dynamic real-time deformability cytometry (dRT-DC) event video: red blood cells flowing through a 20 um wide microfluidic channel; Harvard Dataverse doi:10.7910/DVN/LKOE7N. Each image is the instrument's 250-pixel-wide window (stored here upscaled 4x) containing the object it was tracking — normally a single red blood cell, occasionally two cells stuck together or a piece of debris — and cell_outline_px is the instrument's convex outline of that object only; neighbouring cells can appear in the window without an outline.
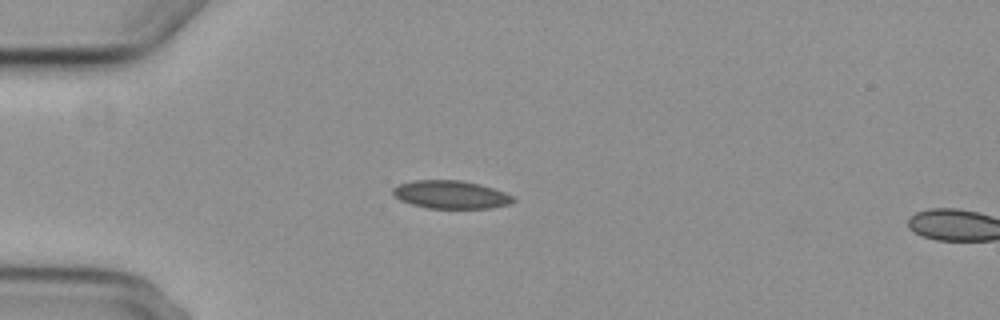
{"species": "common noctule bat (a hibernating species)", "species_latin": "Nyctalus noctula", "temperature_condition": "cold", "stored_images_in_passage": 2, "camera_frame_rate_fps": 3000, "um_per_image_px": 0.085, "animal": {"sex": "female", "body_mass_g": 29.2, "forearm_length_mm": 56.3}, "frame": {"image": 1, "passage_image": 1, "time_ms": 0.0, "image_size_px": [1000, 320], "cell_outline_px": [[516, 200], [512, 204], [492, 208], [428, 208], [412, 204], [400, 200], [392, 192], [392, 188], [400, 184], [412, 180], [460, 180], [480, 184], [504, 192], [512, 196]], "centroid_in_image_um": [38.34, 16.54], "position_along_channel_um": 46.7, "area_um2": 19.65}}